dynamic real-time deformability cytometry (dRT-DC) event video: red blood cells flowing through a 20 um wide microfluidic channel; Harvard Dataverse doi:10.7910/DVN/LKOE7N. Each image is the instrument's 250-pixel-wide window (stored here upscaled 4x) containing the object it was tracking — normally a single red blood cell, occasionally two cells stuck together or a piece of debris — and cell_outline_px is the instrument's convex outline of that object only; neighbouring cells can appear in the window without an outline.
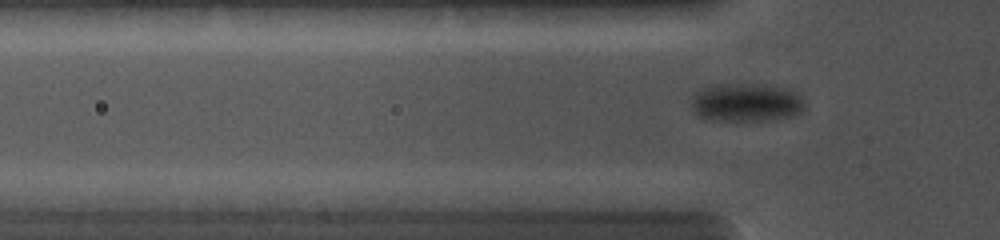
{"species": "common noctule bat (a hibernating species)", "species_latin": "Nyctalus noctula", "temperature_condition": "cold", "stored_images_in_passage": 64, "camera_frame_rate_fps": 5000, "um_per_image_px": 0.085, "animal": {"sex": "female", "body_mass_g": 19.0, "forearm_length_mm": 56.7}, "frame": {"image": 1, "passage_image": 14, "time_ms": 2.4, "image_size_px": [1000, 240], "cell_outline_px": [[804, 112], [792, 116], [772, 120], [704, 120], [696, 116], [692, 112], [692, 96], [696, 92], [708, 84], [760, 84], [784, 88], [800, 96], [804, 104]], "centroid_in_image_um": [63.36, 8.72], "position_along_channel_um": 62.4, "area_um2": 25.66}}
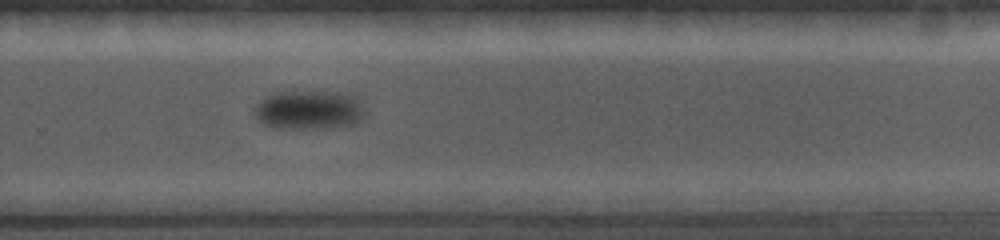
{"frame": {"image": 2, "passage_image": 46, "time_ms": 8.4, "image_size_px": [1000, 240], "cell_outline_px": [[364, 112], [360, 120], [356, 124], [332, 128], [272, 128], [264, 124], [256, 116], [256, 108], [268, 96], [280, 92], [340, 92], [356, 96], [360, 100]], "centroid_in_image_um": [26.35, 9.36], "position_along_channel_um": 303.5, "area_um2": 24.8}}
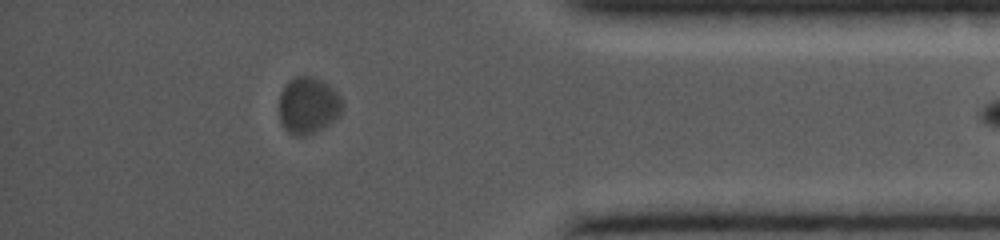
{"frame": {"image": 3, "passage_image": 62, "time_ms": 11.4, "image_size_px": [1000, 240], "cell_outline_px": [[344, 104], [340, 116], [324, 128], [308, 136], [296, 136], [288, 132], [280, 120], [280, 92], [284, 84], [288, 80], [296, 76], [312, 76], [328, 84], [340, 96]], "centroid_in_image_um": [26.21, 8.97], "position_along_channel_um": 409.0, "area_um2": 21.21}}